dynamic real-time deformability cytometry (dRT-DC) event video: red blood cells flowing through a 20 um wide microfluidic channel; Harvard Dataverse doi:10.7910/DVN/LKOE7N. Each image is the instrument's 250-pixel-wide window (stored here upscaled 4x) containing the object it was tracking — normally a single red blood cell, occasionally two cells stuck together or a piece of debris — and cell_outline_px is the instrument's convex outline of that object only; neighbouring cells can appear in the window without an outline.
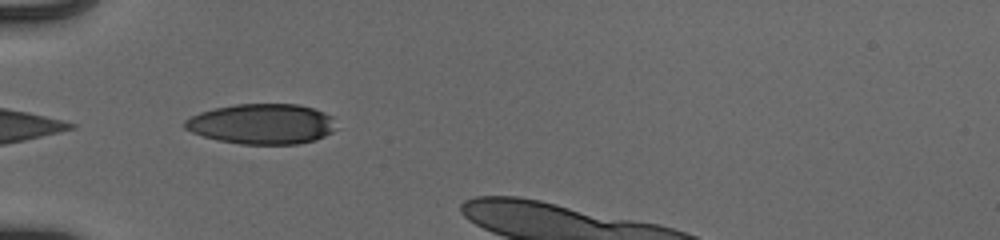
{"species": "human", "species_latin": "Homo sapiens", "temperature_condition": "cold", "stored_images_in_passage": 3, "camera_frame_rate_fps": 3000, "um_per_image_px": 0.085, "donor": {"sex": "male"}, "frame": {"image": 1, "passage_image": 1, "time_ms": 0.0, "image_size_px": [1000, 240], "cell_outline_px": [[340, 128], [316, 140], [300, 144], [240, 144], [216, 140], [192, 132], [184, 128], [184, 120], [200, 112], [212, 108], [236, 104], [300, 104], [324, 112], [332, 116]], "centroid_in_image_um": [22.31, 10.54], "position_along_channel_um": 62.7, "area_um2": 36.01}}